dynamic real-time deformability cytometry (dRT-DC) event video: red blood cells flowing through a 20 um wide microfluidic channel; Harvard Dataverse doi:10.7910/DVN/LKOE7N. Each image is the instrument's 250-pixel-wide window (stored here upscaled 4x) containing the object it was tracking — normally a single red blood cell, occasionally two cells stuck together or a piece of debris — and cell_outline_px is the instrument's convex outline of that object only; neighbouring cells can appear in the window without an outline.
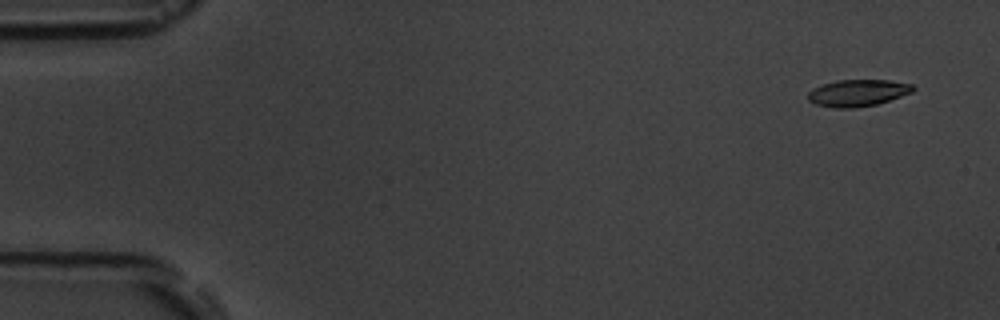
{"species": "common noctule bat (a hibernating species)", "species_latin": "Nyctalus noctula", "temperature_condition": "room temperature", "stored_images_in_passage": 6, "camera_frame_rate_fps": 3000, "um_per_image_px": 0.085, "animal": {"sex": "male", "body_mass_g": 19.5, "forearm_length_mm": 54.6}, "frame": {"image": 1, "passage_image": 1, "time_ms": 0.0, "image_size_px": [1000, 320], "cell_outline_px": [[916, 88], [912, 92], [876, 104], [852, 108], [836, 108], [816, 104], [808, 100], [808, 92], [812, 88], [836, 80], [888, 80], [912, 84]], "centroid_in_image_um": [72.89, 7.89], "position_along_channel_um": 12.1, "area_um2": 16.24}}